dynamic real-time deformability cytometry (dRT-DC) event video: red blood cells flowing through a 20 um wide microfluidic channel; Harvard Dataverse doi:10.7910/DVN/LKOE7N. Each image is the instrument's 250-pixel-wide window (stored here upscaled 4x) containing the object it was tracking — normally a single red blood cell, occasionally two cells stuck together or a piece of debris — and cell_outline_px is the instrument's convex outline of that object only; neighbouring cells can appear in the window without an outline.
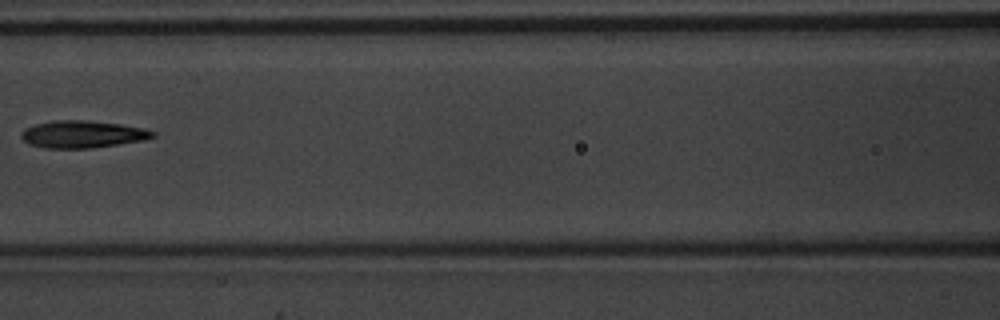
{"species": "common noctule bat (a hibernating species)", "species_latin": "Nyctalus noctula", "temperature_condition": "warm", "stored_images_in_passage": 8, "camera_frame_rate_fps": 3000, "um_per_image_px": 0.085, "animal": {"sex": "male", "body_mass_g": 20.1, "forearm_length_mm": 53.5}, "frame": {"image": 1, "passage_image": 6, "time_ms": 1.667, "image_size_px": [1000, 320], "cell_outline_px": [[156, 136], [144, 140], [92, 148], [44, 148], [32, 144], [24, 140], [20, 136], [20, 132], [24, 128], [36, 124], [56, 120], [84, 120], [120, 124], [144, 128], [156, 132]], "centroid_in_image_um": [7.02, 11.41], "position_along_channel_um": 159.6, "area_um2": 20.81}}
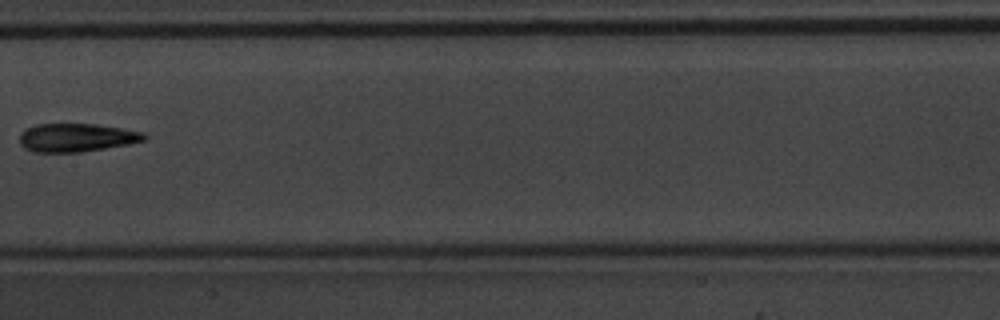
{"frame": {"image": 2, "passage_image": 7, "time_ms": 2.0, "image_size_px": [1000, 320], "cell_outline_px": [[148, 140], [128, 144], [80, 152], [32, 152], [24, 148], [20, 144], [20, 132], [24, 128], [36, 124], [96, 124], [144, 132], [148, 136]], "centroid_in_image_um": [6.49, 11.69], "position_along_channel_um": 200.9, "area_um2": 20.75}}